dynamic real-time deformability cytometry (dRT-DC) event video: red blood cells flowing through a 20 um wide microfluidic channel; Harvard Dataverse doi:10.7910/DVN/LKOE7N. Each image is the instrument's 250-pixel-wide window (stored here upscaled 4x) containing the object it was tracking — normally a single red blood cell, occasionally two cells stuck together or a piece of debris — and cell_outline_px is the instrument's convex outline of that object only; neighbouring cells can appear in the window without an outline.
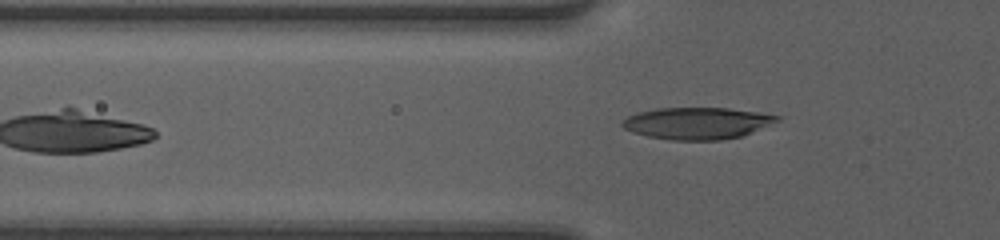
{"species": "human", "species_latin": "Homo sapiens", "temperature_condition": "room temperature", "stored_images_in_passage": 7, "camera_frame_rate_fps": 3000, "um_per_image_px": 0.085, "donor": {"sex": "female"}, "frame": {"image": 1, "passage_image": 7, "time_ms": 2.0, "image_size_px": [1000, 240], "cell_outline_px": [[780, 120], [740, 136], [720, 140], [672, 140], [648, 136], [632, 132], [624, 128], [620, 124], [628, 116], [636, 112], [656, 108], [728, 108], [756, 112], [780, 116]], "centroid_in_image_um": [59.2, 10.47], "position_along_channel_um": 66.6, "area_um2": 28.44}}